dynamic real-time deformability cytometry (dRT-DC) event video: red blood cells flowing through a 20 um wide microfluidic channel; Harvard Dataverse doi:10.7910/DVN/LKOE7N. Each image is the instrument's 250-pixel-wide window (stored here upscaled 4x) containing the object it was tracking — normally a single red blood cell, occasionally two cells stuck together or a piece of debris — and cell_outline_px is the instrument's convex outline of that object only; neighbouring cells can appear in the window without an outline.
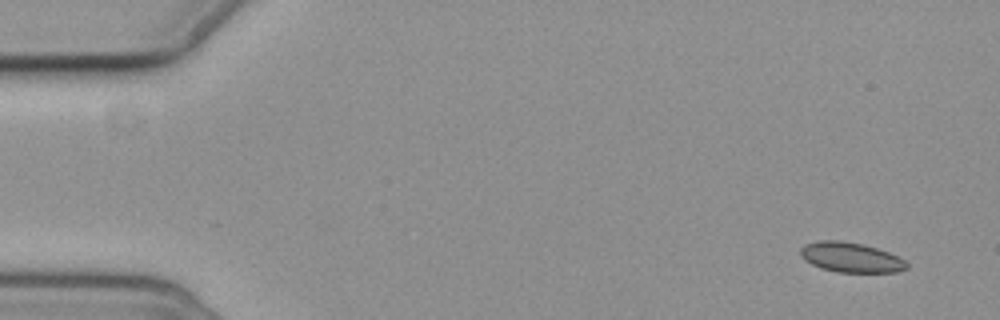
{"species": "common noctule bat (a hibernating species)", "species_latin": "Nyctalus noctula", "temperature_condition": "cold", "stored_images_in_passage": 5, "camera_frame_rate_fps": 3000, "um_per_image_px": 0.085, "animal": {"sex": "female", "body_mass_g": 19.3, "forearm_length_mm": 54.1}, "frame": {"image": 1, "passage_image": 1, "time_ms": 0.0, "image_size_px": [1000, 320], "cell_outline_px": [[908, 268], [900, 272], [836, 272], [820, 268], [804, 260], [800, 256], [800, 248], [804, 244], [820, 240], [840, 240], [860, 244], [876, 248], [888, 252], [904, 260], [908, 264]], "centroid_in_image_um": [72.29, 21.88], "position_along_channel_um": 12.7, "area_um2": 18.55}}
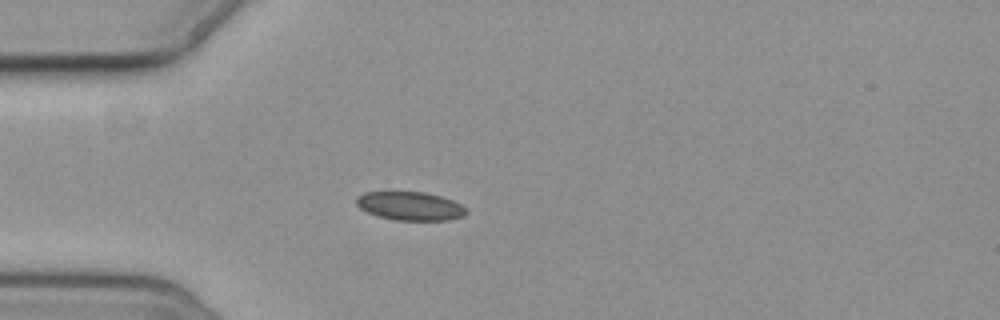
{"frame": {"image": 2, "passage_image": 4, "time_ms": 4.333, "image_size_px": [1000, 320], "cell_outline_px": [[468, 212], [464, 216], [448, 220], [396, 220], [376, 216], [360, 208], [356, 204], [356, 196], [364, 192], [424, 192], [440, 196], [452, 200], [468, 208]], "centroid_in_image_um": [34.87, 17.51], "position_along_channel_um": 50.1, "area_um2": 18.38}}